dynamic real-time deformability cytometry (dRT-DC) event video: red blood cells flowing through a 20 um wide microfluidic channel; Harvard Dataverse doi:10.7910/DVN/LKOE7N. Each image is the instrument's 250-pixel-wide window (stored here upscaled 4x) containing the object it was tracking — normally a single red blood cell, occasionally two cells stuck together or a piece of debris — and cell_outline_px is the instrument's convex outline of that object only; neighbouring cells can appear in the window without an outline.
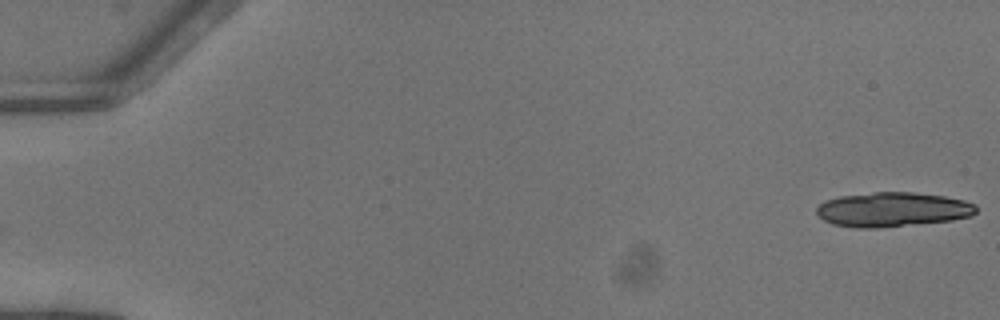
{"species": "common noctule bat (a hibernating species)", "species_latin": "Nyctalus noctula", "temperature_condition": "warm", "stored_images_in_passage": 16, "camera_frame_rate_fps": 3000, "um_per_image_px": 0.085, "animal": {"sex": "female"}, "frame": {"image": 1, "passage_image": 1, "time_ms": 0.0, "image_size_px": [1000, 320], "cell_outline_px": [[976, 212], [972, 216], [952, 220], [876, 228], [856, 228], [832, 224], [824, 220], [816, 212], [816, 208], [824, 200], [840, 196], [876, 192], [912, 192], [944, 196], [964, 200], [976, 204]], "centroid_in_image_um": [75.87, 17.81], "position_along_channel_um": 9.1, "area_um2": 32.08}}